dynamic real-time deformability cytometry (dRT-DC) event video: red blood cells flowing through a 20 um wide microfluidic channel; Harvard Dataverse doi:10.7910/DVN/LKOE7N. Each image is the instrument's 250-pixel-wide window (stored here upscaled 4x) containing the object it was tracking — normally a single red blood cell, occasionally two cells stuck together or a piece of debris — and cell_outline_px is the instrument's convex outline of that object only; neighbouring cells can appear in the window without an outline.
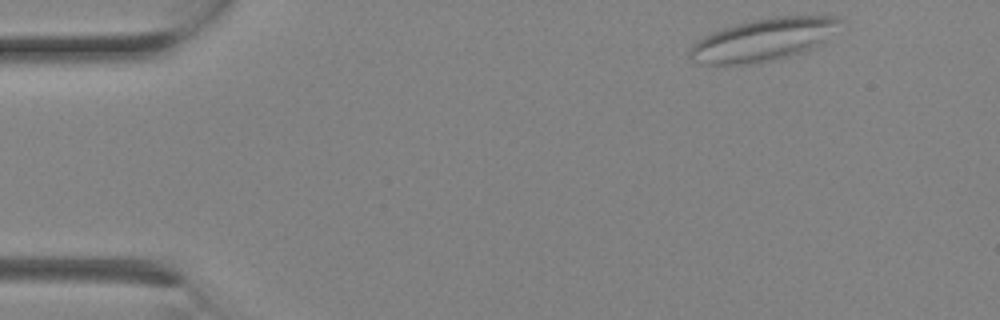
{"species": "Egyptian fruit bat (a non-hibernating species)", "species_latin": "Rousettus aegyptiacus", "temperature_condition": "room temperature", "stored_images_in_passage": 1, "camera_frame_rate_fps": 3000, "um_per_image_px": 0.085, "animal": {"sex": "female"}, "frame": {"image": 1, "passage_image": 1, "time_ms": 0.0, "image_size_px": [1000, 320], "cell_outline_px": [[844, 20], [820, 44], [800, 52], [788, 56], [772, 60], [740, 64], [708, 64], [692, 60], [688, 56], [688, 52], [692, 44], [704, 36], [712, 32], [736, 24], [776, 16], [836, 16]], "centroid_in_image_um": [64.86, 3.36], "position_along_channel_um": 20.1, "area_um2": 36.41}}